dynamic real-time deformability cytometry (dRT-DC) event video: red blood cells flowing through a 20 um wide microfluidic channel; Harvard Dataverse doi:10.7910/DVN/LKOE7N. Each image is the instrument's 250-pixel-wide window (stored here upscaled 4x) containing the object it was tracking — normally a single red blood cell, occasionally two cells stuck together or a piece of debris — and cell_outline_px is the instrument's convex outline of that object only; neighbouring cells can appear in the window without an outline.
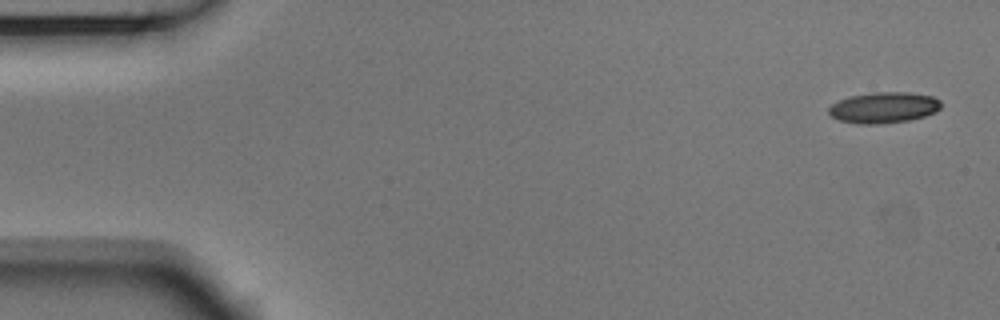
{"species": "Egyptian fruit bat (a non-hibernating species)", "species_latin": "Rousettus aegyptiacus", "temperature_condition": "room temperature", "stored_images_in_passage": 4, "camera_frame_rate_fps": 3000, "um_per_image_px": 0.085, "animal": {"sex": "male"}, "frame": {"image": 1, "passage_image": 1, "time_ms": 0.0, "image_size_px": [1000, 320], "cell_outline_px": [[940, 108], [936, 112], [924, 116], [908, 120], [876, 124], [856, 124], [840, 120], [832, 116], [828, 112], [828, 108], [832, 104], [848, 96], [872, 92], [908, 92], [932, 96], [940, 100]], "centroid_in_image_um": [75.11, 9.13], "position_along_channel_um": 9.9, "area_um2": 20.23}}
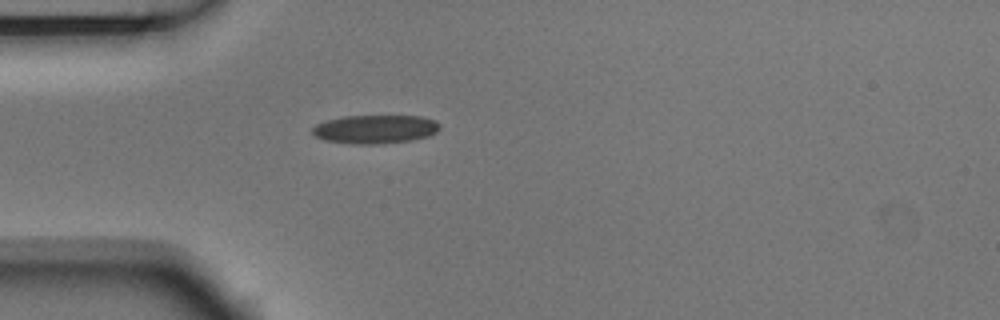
{"frame": {"image": 2, "passage_image": 4, "time_ms": 1.0, "image_size_px": [1000, 320], "cell_outline_px": [[440, 128], [436, 132], [428, 136], [412, 140], [376, 144], [360, 144], [324, 140], [316, 136], [312, 132], [312, 128], [316, 124], [328, 120], [344, 116], [424, 116], [436, 120], [440, 124]], "centroid_in_image_um": [31.93, 10.97], "position_along_channel_um": 53.1, "area_um2": 21.15}}